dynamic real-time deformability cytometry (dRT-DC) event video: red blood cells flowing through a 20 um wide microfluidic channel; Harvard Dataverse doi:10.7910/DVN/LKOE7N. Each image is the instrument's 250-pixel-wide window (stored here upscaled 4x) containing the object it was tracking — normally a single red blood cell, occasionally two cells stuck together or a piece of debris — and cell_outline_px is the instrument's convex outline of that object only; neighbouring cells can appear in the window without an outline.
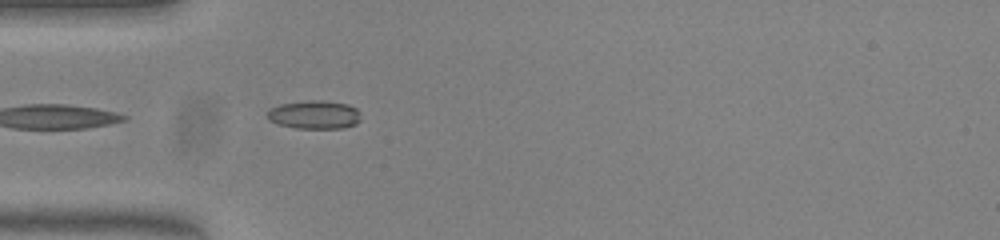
{"species": "common noctule bat (a hibernating species)", "species_latin": "Nyctalus noctula", "temperature_condition": "warm", "stored_images_in_passage": 5, "camera_frame_rate_fps": 3000, "um_per_image_px": 0.085, "animal": {"sex": "female", "body_mass_g": 23.0, "forearm_length_mm": 53.4}, "frame": {"image": 1, "passage_image": 3, "time_ms": 0.667, "image_size_px": [1000, 240], "cell_outline_px": [[360, 120], [356, 124], [340, 128], [296, 128], [280, 124], [268, 120], [268, 108], [280, 104], [312, 100], [320, 100], [348, 104], [356, 108], [360, 112]], "centroid_in_image_um": [26.73, 9.74], "position_along_channel_um": 58.3, "area_um2": 15.43}}